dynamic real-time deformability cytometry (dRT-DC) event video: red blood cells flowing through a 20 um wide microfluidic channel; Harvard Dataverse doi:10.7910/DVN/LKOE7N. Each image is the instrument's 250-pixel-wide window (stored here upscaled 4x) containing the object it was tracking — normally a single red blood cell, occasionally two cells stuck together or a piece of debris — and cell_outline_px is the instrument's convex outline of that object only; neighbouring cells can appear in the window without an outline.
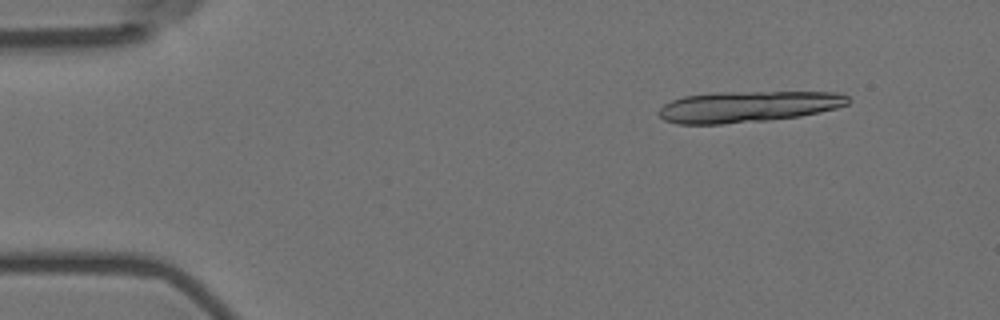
{"species": "Egyptian fruit bat (a non-hibernating species)", "species_latin": "Rousettus aegyptiacus", "temperature_condition": "room temperature", "stored_images_in_passage": 16, "camera_frame_rate_fps": 3000, "um_per_image_px": 0.085, "animal": {"sex": "female"}, "frame": {"image": 1, "passage_image": 3, "time_ms": 0.667, "image_size_px": [1000, 320], "cell_outline_px": [[852, 100], [848, 104], [836, 108], [820, 112], [800, 116], [768, 120], [720, 124], [676, 124], [664, 120], [656, 112], [664, 104], [672, 100], [684, 96], [716, 92], [836, 92], [848, 96]], "centroid_in_image_um": [63.57, 9.06], "position_along_channel_um": 21.4, "area_um2": 34.51}}